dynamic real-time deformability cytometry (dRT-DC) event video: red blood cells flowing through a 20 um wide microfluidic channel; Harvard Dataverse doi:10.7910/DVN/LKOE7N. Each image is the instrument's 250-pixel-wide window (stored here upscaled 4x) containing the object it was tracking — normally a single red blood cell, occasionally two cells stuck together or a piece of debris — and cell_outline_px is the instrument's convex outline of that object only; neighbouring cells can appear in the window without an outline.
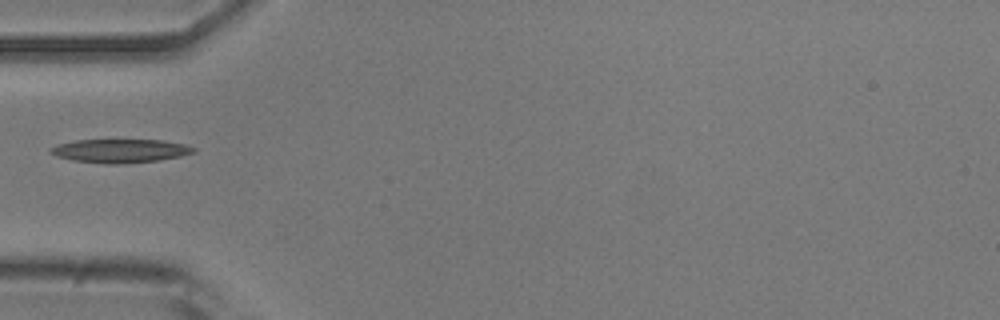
{"species": "common noctule bat (a hibernating species)", "species_latin": "Nyctalus noctula", "temperature_condition": "room temperature", "stored_images_in_passage": 37, "camera_frame_rate_fps": 3000, "um_per_image_px": 0.085, "animal": {"sex": "male", "body_mass_g": 20.5, "forearm_length_mm": 52.5}, "frame": {"image": 1, "passage_image": 1, "time_ms": 0.0, "image_size_px": [1000, 320], "cell_outline_px": [[196, 152], [180, 156], [156, 160], [124, 164], [108, 164], [72, 160], [56, 156], [48, 148], [60, 144], [76, 140], [160, 140], [184, 144], [196, 148]], "centroid_in_image_um": [10.23, 12.82], "position_along_channel_um": 74.8, "area_um2": 19.48}}
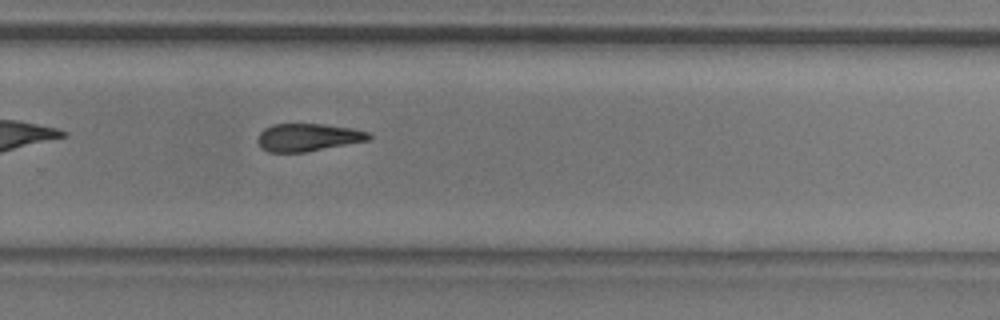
{"frame": {"image": 2, "passage_image": 19, "time_ms": 6.0, "image_size_px": [1000, 320], "cell_outline_px": [[372, 136], [368, 140], [304, 152], [268, 152], [260, 148], [256, 140], [256, 136], [264, 128], [272, 124], [324, 124], [352, 128], [368, 132]], "centroid_in_image_um": [26.1, 11.67], "position_along_channel_um": 303.7, "area_um2": 17.98}}
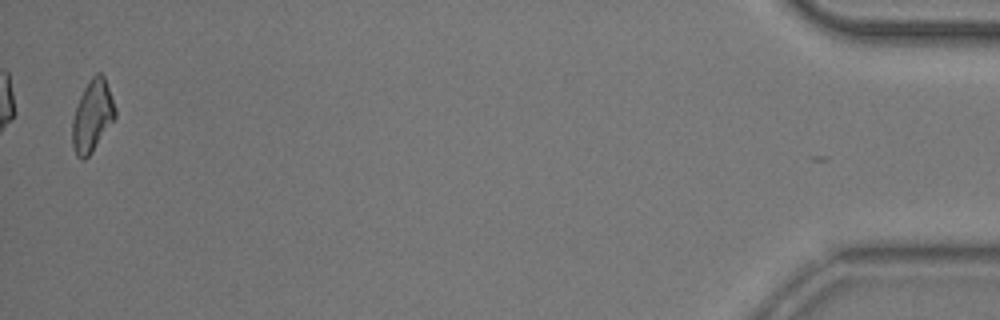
{"frame": {"image": 3, "passage_image": 36, "time_ms": 11.667, "image_size_px": [1000, 320], "cell_outline_px": [[116, 116], [92, 152], [84, 160], [80, 160], [76, 156], [72, 144], [72, 120], [80, 96], [88, 80], [96, 72], [100, 72], [104, 76], [116, 108]], "centroid_in_image_um": [7.84, 9.86], "position_along_channel_um": 427.4, "area_um2": 17.86}}